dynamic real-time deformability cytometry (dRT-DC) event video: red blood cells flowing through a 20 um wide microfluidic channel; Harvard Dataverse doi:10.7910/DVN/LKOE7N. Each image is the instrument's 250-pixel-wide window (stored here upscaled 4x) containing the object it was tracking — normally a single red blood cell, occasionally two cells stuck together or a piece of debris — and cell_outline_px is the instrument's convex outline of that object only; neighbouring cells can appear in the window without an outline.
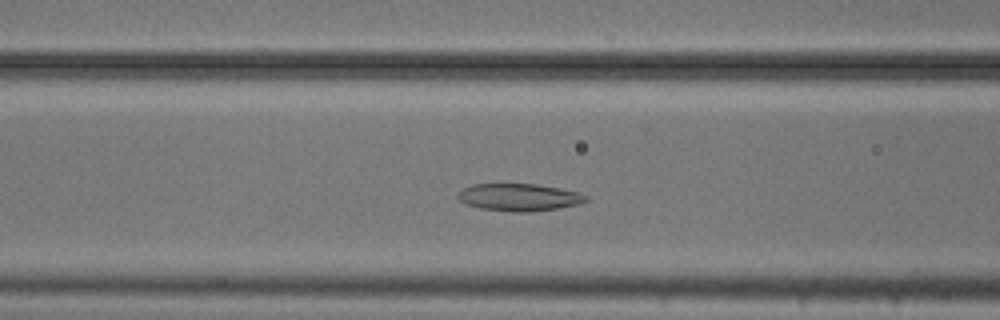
{"species": "common noctule bat (a hibernating species)", "species_latin": "Nyctalus noctula", "temperature_condition": "cold", "stored_images_in_passage": 43, "camera_frame_rate_fps": 3000, "um_per_image_px": 0.085, "animal": {"sex": "male", "body_mass_g": 20.5, "forearm_length_mm": 52.5}, "frame": {"image": 1, "passage_image": 17, "time_ms": 5.333, "image_size_px": [1000, 320], "cell_outline_px": [[588, 200], [580, 204], [532, 212], [516, 212], [480, 208], [464, 204], [456, 196], [456, 192], [472, 184], [536, 184], [576, 192], [588, 196]], "centroid_in_image_um": [44.07, 16.77], "position_along_channel_um": 122.5, "area_um2": 20.35}}
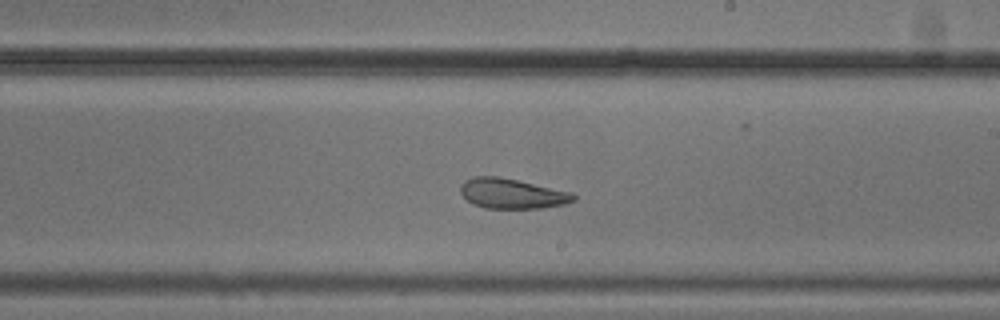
{"frame": {"image": 2, "passage_image": 27, "time_ms": 8.667, "image_size_px": [1000, 320], "cell_outline_px": [[576, 200], [564, 204], [544, 208], [484, 208], [472, 204], [460, 192], [460, 184], [464, 180], [472, 176], [500, 176], [572, 192], [576, 196]], "centroid_in_image_um": [43.5, 16.45], "position_along_channel_um": 245.5, "area_um2": 20.0}}
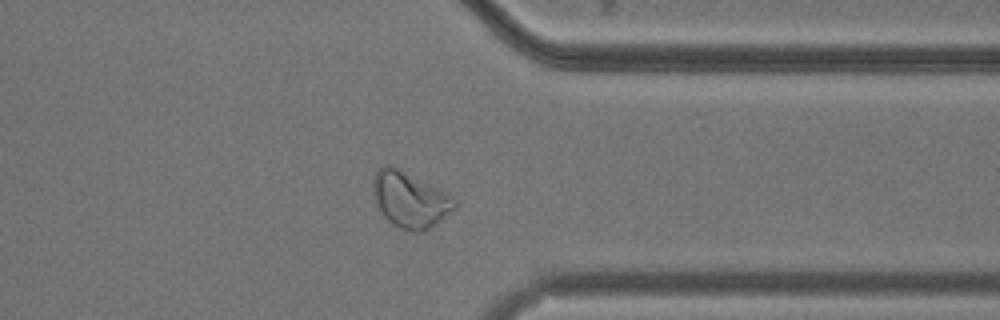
{"frame": {"image": 3, "passage_image": 38, "time_ms": 12.333, "image_size_px": [1000, 320], "cell_outline_px": [[456, 208], [436, 224], [420, 232], [412, 232], [400, 228], [392, 224], [384, 216], [376, 204], [372, 188], [376, 172], [384, 164], [392, 164], [448, 192], [456, 200]], "centroid_in_image_um": [34.86, 16.95], "position_along_channel_um": 376.5, "area_um2": 26.76}, "authors_computed_cell_mechanics": {"area_um2": 21.6172, "velocity_mm_per_s": 3.6813, "shape_relaxation_time_tau1_ms": null, "shape_relaxation_time_tau2_ms": 2.4901, "deformation_change_tau1": null, "deformation_change_tau2": 0.0843}}